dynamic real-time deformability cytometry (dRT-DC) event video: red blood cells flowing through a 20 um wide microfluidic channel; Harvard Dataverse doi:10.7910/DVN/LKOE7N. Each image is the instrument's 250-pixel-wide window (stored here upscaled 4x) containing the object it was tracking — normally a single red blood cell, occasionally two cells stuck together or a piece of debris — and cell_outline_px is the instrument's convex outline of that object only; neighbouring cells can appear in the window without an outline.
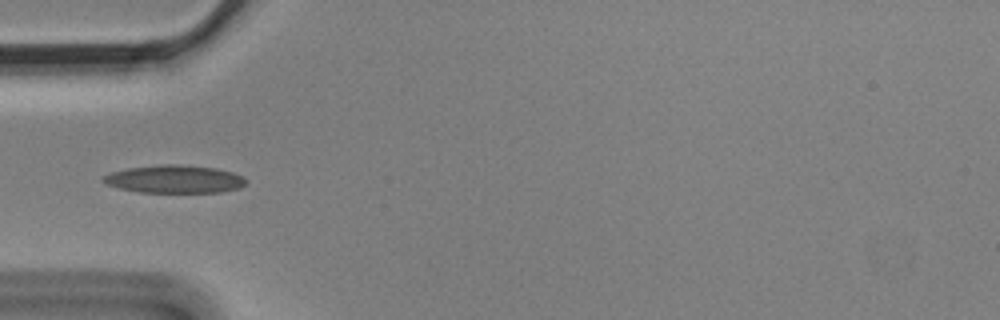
{"species": "Egyptian fruit bat (a non-hibernating species)", "species_latin": "Rousettus aegyptiacus", "temperature_condition": "cold", "stored_images_in_passage": 9, "camera_frame_rate_fps": 3000, "um_per_image_px": 0.085, "animal": {"sex": "male"}, "frame": {"image": 1, "passage_image": 1, "time_ms": 0.0, "image_size_px": [1000, 320], "cell_outline_px": [[248, 180], [240, 188], [220, 192], [140, 192], [120, 188], [104, 184], [100, 180], [104, 176], [112, 172], [128, 168], [160, 164], [180, 164], [216, 168], [232, 172], [244, 176]], "centroid_in_image_um": [14.84, 15.22], "position_along_channel_um": 70.2, "area_um2": 23.29}}
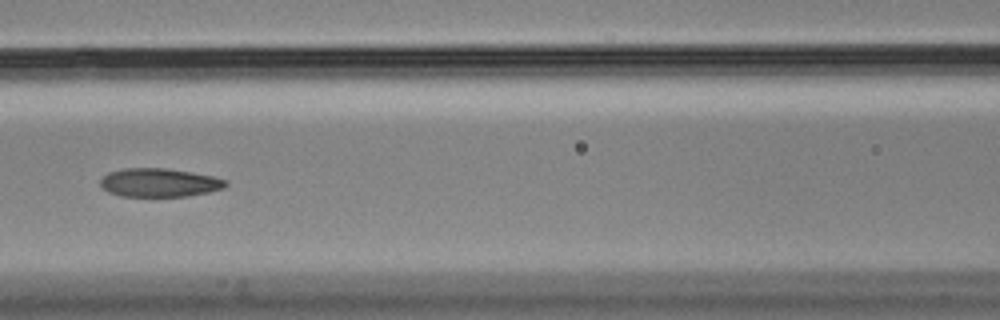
{"frame": {"image": 2, "passage_image": 3, "time_ms": 0.667, "image_size_px": [1000, 320], "cell_outline_px": [[228, 184], [224, 188], [208, 192], [188, 196], [120, 196], [108, 192], [100, 184], [100, 180], [108, 172], [124, 168], [168, 168], [192, 172], [212, 176], [228, 180]], "centroid_in_image_um": [13.55, 15.52], "position_along_channel_um": 153.0, "area_um2": 20.92}}
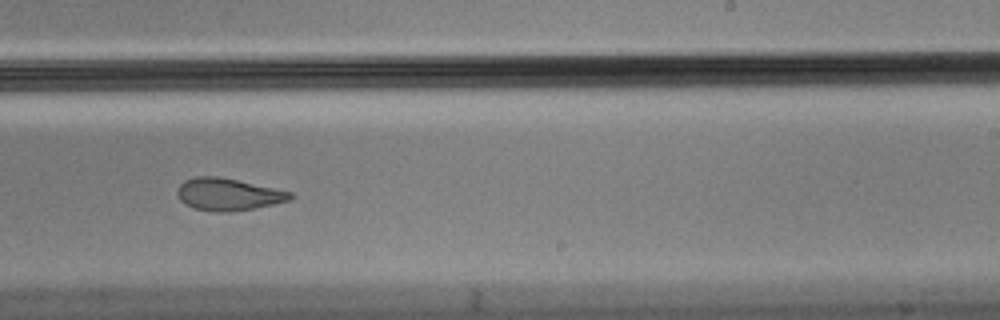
{"frame": {"image": 3, "passage_image": 6, "time_ms": 1.667, "image_size_px": [1000, 320], "cell_outline_px": [[292, 200], [232, 212], [216, 212], [192, 208], [184, 204], [180, 200], [176, 192], [176, 188], [184, 180], [196, 176], [216, 176], [236, 180], [292, 192]], "centroid_in_image_um": [19.33, 16.52], "position_along_channel_um": 269.7, "area_um2": 21.15}}